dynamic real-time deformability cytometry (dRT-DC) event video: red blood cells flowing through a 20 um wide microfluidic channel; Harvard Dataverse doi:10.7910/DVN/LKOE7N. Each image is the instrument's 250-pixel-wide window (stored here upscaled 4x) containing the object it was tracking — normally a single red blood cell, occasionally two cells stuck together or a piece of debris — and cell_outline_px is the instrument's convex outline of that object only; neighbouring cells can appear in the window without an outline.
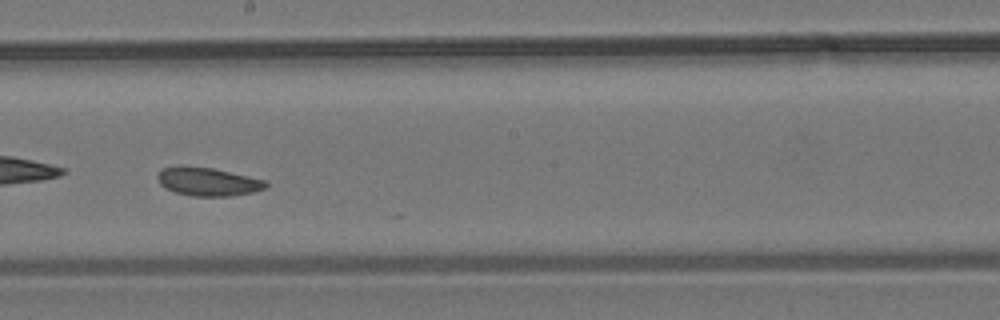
{"species": "common noctule bat (a hibernating species)", "species_latin": "Nyctalus noctula", "temperature_condition": "room temperature", "stored_images_in_passage": 45, "camera_frame_rate_fps": 3000, "um_per_image_px": 0.085, "animal": {"sex": "male", "body_mass_g": 19.2, "forearm_length_mm": 51.8}, "frame": {"image": 1, "passage_image": 20, "time_ms": 6.333, "image_size_px": [1000, 320], "cell_outline_px": [[268, 184], [264, 188], [252, 192], [232, 196], [192, 196], [176, 192], [164, 188], [160, 184], [156, 176], [164, 168], [212, 168], [248, 176], [264, 180]], "centroid_in_image_um": [17.69, 15.48], "position_along_channel_um": 230.5, "area_um2": 17.22}, "authors_computed_cell_mechanics": {"area_um2": 18.1492, "velocity_mm_per_s": 3.6503, "shape_relaxation_time_tau1_ms": null, "shape_relaxation_time_tau2_ms": 2.9726, "deformation_change_tau1": null, "deformation_change_tau2": 0.063}}